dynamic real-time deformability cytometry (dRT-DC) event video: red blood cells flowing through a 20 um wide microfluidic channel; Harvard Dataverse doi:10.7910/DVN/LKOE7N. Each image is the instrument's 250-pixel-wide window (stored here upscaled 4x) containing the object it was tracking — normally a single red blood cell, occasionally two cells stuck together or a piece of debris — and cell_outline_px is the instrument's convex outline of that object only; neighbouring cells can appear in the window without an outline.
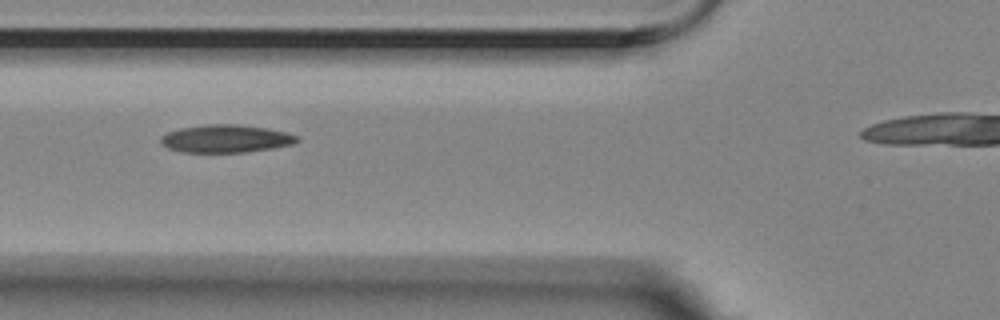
{"species": "Egyptian fruit bat (a non-hibernating species)", "species_latin": "Rousettus aegyptiacus", "temperature_condition": "room temperature", "stored_images_in_passage": 4, "camera_frame_rate_fps": 3000, "um_per_image_px": 0.085, "animal": {"sex": "female"}, "frame": {"image": 1, "passage_image": 3, "time_ms": 0.667, "image_size_px": [1000, 320], "cell_outline_px": [[300, 140], [292, 144], [272, 148], [248, 152], [180, 152], [168, 148], [160, 144], [160, 136], [168, 132], [180, 128], [204, 124], [240, 124], [268, 128], [288, 132], [300, 136]], "centroid_in_image_um": [19.21, 11.78], "position_along_channel_um": 106.6, "area_um2": 22.43}}